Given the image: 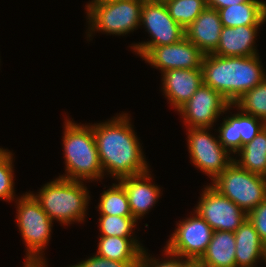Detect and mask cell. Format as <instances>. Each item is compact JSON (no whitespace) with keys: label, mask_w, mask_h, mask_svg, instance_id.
<instances>
[{"label":"cell","mask_w":266,"mask_h":267,"mask_svg":"<svg viewBox=\"0 0 266 267\" xmlns=\"http://www.w3.org/2000/svg\"><path fill=\"white\" fill-rule=\"evenodd\" d=\"M119 115L91 125L102 169L117 180L150 170L128 113Z\"/></svg>","instance_id":"1"},{"label":"cell","mask_w":266,"mask_h":267,"mask_svg":"<svg viewBox=\"0 0 266 267\" xmlns=\"http://www.w3.org/2000/svg\"><path fill=\"white\" fill-rule=\"evenodd\" d=\"M201 67L203 83L221 93L232 105L266 79L259 55L222 57L207 54L203 56Z\"/></svg>","instance_id":"2"},{"label":"cell","mask_w":266,"mask_h":267,"mask_svg":"<svg viewBox=\"0 0 266 267\" xmlns=\"http://www.w3.org/2000/svg\"><path fill=\"white\" fill-rule=\"evenodd\" d=\"M63 148L66 174L61 178L86 181L100 180L104 171L91 125H79L68 119L64 124Z\"/></svg>","instance_id":"3"},{"label":"cell","mask_w":266,"mask_h":267,"mask_svg":"<svg viewBox=\"0 0 266 267\" xmlns=\"http://www.w3.org/2000/svg\"><path fill=\"white\" fill-rule=\"evenodd\" d=\"M38 193L31 194L52 221L57 220L67 226L84 221L90 196L83 181L58 177L45 184Z\"/></svg>","instance_id":"4"},{"label":"cell","mask_w":266,"mask_h":267,"mask_svg":"<svg viewBox=\"0 0 266 267\" xmlns=\"http://www.w3.org/2000/svg\"><path fill=\"white\" fill-rule=\"evenodd\" d=\"M143 1L92 0L86 5L89 28L87 36L95 31L110 35H126L140 26Z\"/></svg>","instance_id":"5"},{"label":"cell","mask_w":266,"mask_h":267,"mask_svg":"<svg viewBox=\"0 0 266 267\" xmlns=\"http://www.w3.org/2000/svg\"><path fill=\"white\" fill-rule=\"evenodd\" d=\"M212 183L246 214L266 199V177L251 173L234 161Z\"/></svg>","instance_id":"6"},{"label":"cell","mask_w":266,"mask_h":267,"mask_svg":"<svg viewBox=\"0 0 266 267\" xmlns=\"http://www.w3.org/2000/svg\"><path fill=\"white\" fill-rule=\"evenodd\" d=\"M17 226L26 248V258L30 260L45 259L42 255L51 236L52 220L45 213L39 202L26 192L16 200Z\"/></svg>","instance_id":"7"},{"label":"cell","mask_w":266,"mask_h":267,"mask_svg":"<svg viewBox=\"0 0 266 267\" xmlns=\"http://www.w3.org/2000/svg\"><path fill=\"white\" fill-rule=\"evenodd\" d=\"M140 25H144L151 40L133 44L131 48L142 58L153 47L178 43L185 37V30L169 15L165 3L162 2L143 1Z\"/></svg>","instance_id":"8"},{"label":"cell","mask_w":266,"mask_h":267,"mask_svg":"<svg viewBox=\"0 0 266 267\" xmlns=\"http://www.w3.org/2000/svg\"><path fill=\"white\" fill-rule=\"evenodd\" d=\"M187 129L190 159L213 181L232 163L234 157L223 148L218 137L216 139L208 132L209 128Z\"/></svg>","instance_id":"9"},{"label":"cell","mask_w":266,"mask_h":267,"mask_svg":"<svg viewBox=\"0 0 266 267\" xmlns=\"http://www.w3.org/2000/svg\"><path fill=\"white\" fill-rule=\"evenodd\" d=\"M194 214L177 223L178 227L164 248L169 253L197 262L206 251L214 231L197 212Z\"/></svg>","instance_id":"10"},{"label":"cell","mask_w":266,"mask_h":267,"mask_svg":"<svg viewBox=\"0 0 266 267\" xmlns=\"http://www.w3.org/2000/svg\"><path fill=\"white\" fill-rule=\"evenodd\" d=\"M194 210L213 231L235 232L247 218V214L212 185L204 188Z\"/></svg>","instance_id":"11"},{"label":"cell","mask_w":266,"mask_h":267,"mask_svg":"<svg viewBox=\"0 0 266 267\" xmlns=\"http://www.w3.org/2000/svg\"><path fill=\"white\" fill-rule=\"evenodd\" d=\"M231 107L232 104L221 93L202 83L178 112L186 127L210 129Z\"/></svg>","instance_id":"12"},{"label":"cell","mask_w":266,"mask_h":267,"mask_svg":"<svg viewBox=\"0 0 266 267\" xmlns=\"http://www.w3.org/2000/svg\"><path fill=\"white\" fill-rule=\"evenodd\" d=\"M204 54L186 37L178 43L153 47L142 59L162 72L171 69H202Z\"/></svg>","instance_id":"13"},{"label":"cell","mask_w":266,"mask_h":267,"mask_svg":"<svg viewBox=\"0 0 266 267\" xmlns=\"http://www.w3.org/2000/svg\"><path fill=\"white\" fill-rule=\"evenodd\" d=\"M163 93L178 111L203 83L202 69H171L162 72Z\"/></svg>","instance_id":"14"},{"label":"cell","mask_w":266,"mask_h":267,"mask_svg":"<svg viewBox=\"0 0 266 267\" xmlns=\"http://www.w3.org/2000/svg\"><path fill=\"white\" fill-rule=\"evenodd\" d=\"M149 170L118 180L127 194L128 203L132 217L136 220L143 217L157 202L160 195V188L151 183Z\"/></svg>","instance_id":"15"},{"label":"cell","mask_w":266,"mask_h":267,"mask_svg":"<svg viewBox=\"0 0 266 267\" xmlns=\"http://www.w3.org/2000/svg\"><path fill=\"white\" fill-rule=\"evenodd\" d=\"M222 22L216 9L206 7L185 30V37L204 54H212L220 40Z\"/></svg>","instance_id":"16"},{"label":"cell","mask_w":266,"mask_h":267,"mask_svg":"<svg viewBox=\"0 0 266 267\" xmlns=\"http://www.w3.org/2000/svg\"><path fill=\"white\" fill-rule=\"evenodd\" d=\"M260 26L222 27L219 44L212 53L222 57L258 55L255 44Z\"/></svg>","instance_id":"17"},{"label":"cell","mask_w":266,"mask_h":267,"mask_svg":"<svg viewBox=\"0 0 266 267\" xmlns=\"http://www.w3.org/2000/svg\"><path fill=\"white\" fill-rule=\"evenodd\" d=\"M234 234L236 267H256L259 259L265 260L266 246L248 218Z\"/></svg>","instance_id":"18"},{"label":"cell","mask_w":266,"mask_h":267,"mask_svg":"<svg viewBox=\"0 0 266 267\" xmlns=\"http://www.w3.org/2000/svg\"><path fill=\"white\" fill-rule=\"evenodd\" d=\"M235 234L231 231H214L202 257L197 261L201 267H236Z\"/></svg>","instance_id":"19"},{"label":"cell","mask_w":266,"mask_h":267,"mask_svg":"<svg viewBox=\"0 0 266 267\" xmlns=\"http://www.w3.org/2000/svg\"><path fill=\"white\" fill-rule=\"evenodd\" d=\"M223 27L261 26L266 21V2L248 0L217 10Z\"/></svg>","instance_id":"20"},{"label":"cell","mask_w":266,"mask_h":267,"mask_svg":"<svg viewBox=\"0 0 266 267\" xmlns=\"http://www.w3.org/2000/svg\"><path fill=\"white\" fill-rule=\"evenodd\" d=\"M134 238L100 236L96 255L120 262H139L145 249Z\"/></svg>","instance_id":"21"},{"label":"cell","mask_w":266,"mask_h":267,"mask_svg":"<svg viewBox=\"0 0 266 267\" xmlns=\"http://www.w3.org/2000/svg\"><path fill=\"white\" fill-rule=\"evenodd\" d=\"M236 154L241 159L233 161L239 167L266 177V126Z\"/></svg>","instance_id":"22"},{"label":"cell","mask_w":266,"mask_h":267,"mask_svg":"<svg viewBox=\"0 0 266 267\" xmlns=\"http://www.w3.org/2000/svg\"><path fill=\"white\" fill-rule=\"evenodd\" d=\"M100 198L98 210L101 215L132 216L127 194L120 182L104 190Z\"/></svg>","instance_id":"23"},{"label":"cell","mask_w":266,"mask_h":267,"mask_svg":"<svg viewBox=\"0 0 266 267\" xmlns=\"http://www.w3.org/2000/svg\"><path fill=\"white\" fill-rule=\"evenodd\" d=\"M165 5L169 15L184 30H186L207 7L206 0H168L165 2Z\"/></svg>","instance_id":"24"},{"label":"cell","mask_w":266,"mask_h":267,"mask_svg":"<svg viewBox=\"0 0 266 267\" xmlns=\"http://www.w3.org/2000/svg\"><path fill=\"white\" fill-rule=\"evenodd\" d=\"M245 114L262 119L266 123V79L244 93L233 104Z\"/></svg>","instance_id":"25"},{"label":"cell","mask_w":266,"mask_h":267,"mask_svg":"<svg viewBox=\"0 0 266 267\" xmlns=\"http://www.w3.org/2000/svg\"><path fill=\"white\" fill-rule=\"evenodd\" d=\"M136 222L132 216L100 215L99 230L101 236L132 237Z\"/></svg>","instance_id":"26"},{"label":"cell","mask_w":266,"mask_h":267,"mask_svg":"<svg viewBox=\"0 0 266 267\" xmlns=\"http://www.w3.org/2000/svg\"><path fill=\"white\" fill-rule=\"evenodd\" d=\"M13 154L0 148V199L12 201L15 196L13 175Z\"/></svg>","instance_id":"27"},{"label":"cell","mask_w":266,"mask_h":267,"mask_svg":"<svg viewBox=\"0 0 266 267\" xmlns=\"http://www.w3.org/2000/svg\"><path fill=\"white\" fill-rule=\"evenodd\" d=\"M220 127L218 129L220 144L229 154H236L241 149V137H238L237 131V114L224 118Z\"/></svg>","instance_id":"28"},{"label":"cell","mask_w":266,"mask_h":267,"mask_svg":"<svg viewBox=\"0 0 266 267\" xmlns=\"http://www.w3.org/2000/svg\"><path fill=\"white\" fill-rule=\"evenodd\" d=\"M266 126V123L257 117L243 113H237L238 137H241V148L250 142Z\"/></svg>","instance_id":"29"},{"label":"cell","mask_w":266,"mask_h":267,"mask_svg":"<svg viewBox=\"0 0 266 267\" xmlns=\"http://www.w3.org/2000/svg\"><path fill=\"white\" fill-rule=\"evenodd\" d=\"M163 251L170 259L166 257L168 260L160 261L156 258L154 259V257L149 258L146 250H144L137 267H189L193 263V261L184 260L182 257L169 253L165 249Z\"/></svg>","instance_id":"30"},{"label":"cell","mask_w":266,"mask_h":267,"mask_svg":"<svg viewBox=\"0 0 266 267\" xmlns=\"http://www.w3.org/2000/svg\"><path fill=\"white\" fill-rule=\"evenodd\" d=\"M248 220L253 224L261 241L266 246V199L247 214Z\"/></svg>","instance_id":"31"},{"label":"cell","mask_w":266,"mask_h":267,"mask_svg":"<svg viewBox=\"0 0 266 267\" xmlns=\"http://www.w3.org/2000/svg\"><path fill=\"white\" fill-rule=\"evenodd\" d=\"M93 256V257H92ZM90 258L69 267H137L139 262H120L92 255Z\"/></svg>","instance_id":"32"},{"label":"cell","mask_w":266,"mask_h":267,"mask_svg":"<svg viewBox=\"0 0 266 267\" xmlns=\"http://www.w3.org/2000/svg\"><path fill=\"white\" fill-rule=\"evenodd\" d=\"M247 1L248 0H206V4L207 7L218 10L221 8L230 7L231 5H238Z\"/></svg>","instance_id":"33"},{"label":"cell","mask_w":266,"mask_h":267,"mask_svg":"<svg viewBox=\"0 0 266 267\" xmlns=\"http://www.w3.org/2000/svg\"><path fill=\"white\" fill-rule=\"evenodd\" d=\"M46 259L42 260H30V259H25V264L23 265L24 267H47L45 264Z\"/></svg>","instance_id":"34"},{"label":"cell","mask_w":266,"mask_h":267,"mask_svg":"<svg viewBox=\"0 0 266 267\" xmlns=\"http://www.w3.org/2000/svg\"><path fill=\"white\" fill-rule=\"evenodd\" d=\"M189 267H201L197 262H193Z\"/></svg>","instance_id":"35"},{"label":"cell","mask_w":266,"mask_h":267,"mask_svg":"<svg viewBox=\"0 0 266 267\" xmlns=\"http://www.w3.org/2000/svg\"><path fill=\"white\" fill-rule=\"evenodd\" d=\"M152 1L165 3V2H167L168 0H152Z\"/></svg>","instance_id":"36"}]
</instances>
